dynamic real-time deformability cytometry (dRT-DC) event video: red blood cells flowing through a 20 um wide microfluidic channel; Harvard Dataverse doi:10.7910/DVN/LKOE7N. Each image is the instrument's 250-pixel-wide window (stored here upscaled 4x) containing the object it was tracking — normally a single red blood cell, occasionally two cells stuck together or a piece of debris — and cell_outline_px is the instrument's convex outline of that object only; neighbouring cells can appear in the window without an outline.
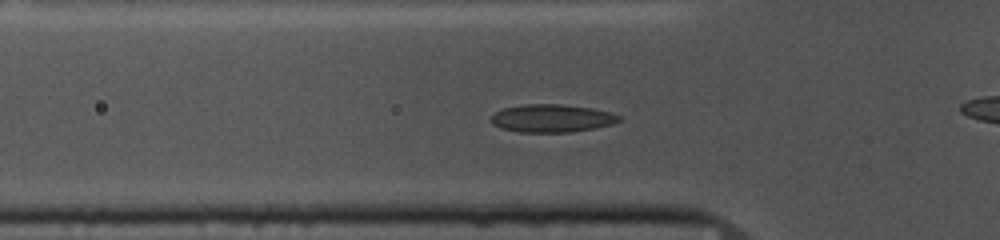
{"species": "common noctule bat (a hibernating species)", "species_latin": "Nyctalus noctula", "temperature_condition": "cold", "stored_images_in_passage": 53, "camera_frame_rate_fps": 3000, "um_per_image_px": 0.085, "animal": {"sex": "female", "body_mass_g": 10.0, "forearm_length_mm": 53.1}, "frame": {"image": 1, "passage_image": 15, "time_ms": 4.667, "image_size_px": [1000, 240], "cell_outline_px": [[620, 120], [612, 124], [572, 132], [520, 132], [500, 128], [492, 124], [492, 116], [496, 112], [504, 108], [524, 104], [560, 104], [592, 108], [612, 112], [620, 116]], "centroid_in_image_um": [46.91, 10.05], "position_along_channel_um": 78.9, "area_um2": 20.69}}
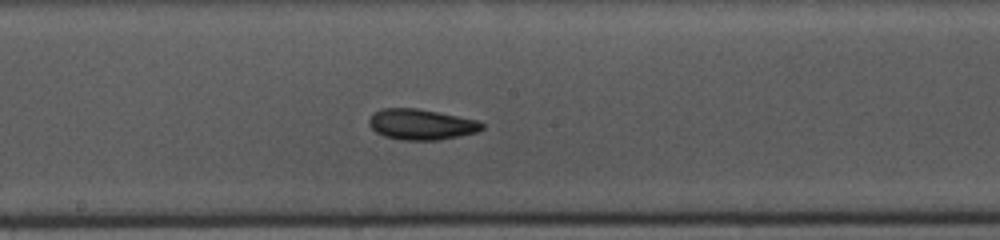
{"frame": {"image": 2, "passage_image": 26, "time_ms": 8.333, "image_size_px": [1000, 240], "cell_outline_px": [[484, 128], [476, 132], [460, 136], [436, 140], [400, 140], [384, 136], [376, 132], [368, 124], [368, 120], [380, 108], [416, 108], [476, 120], [484, 124]], "centroid_in_image_um": [35.78, 10.58], "position_along_channel_um": 212.4, "area_um2": 20.0}}
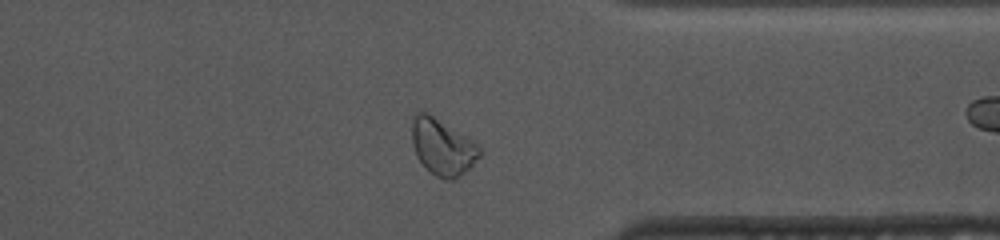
{"frame": {"image": 3, "passage_image": 40, "time_ms": 13.0, "image_size_px": [1000, 240], "cell_outline_px": [[480, 156], [456, 180], [444, 180], [428, 172], [424, 168], [416, 156], [412, 144], [412, 116], [416, 112], [428, 112], [476, 144], [480, 148]], "centroid_in_image_um": [37.55, 12.52], "position_along_channel_um": 373.9, "area_um2": 22.08}, "authors_computed_cell_mechanics": {"area_um2": 20.3456, "velocity_mm_per_s": 3.6269, "shape_relaxation_time_tau1_ms": null, "shape_relaxation_time_tau2_ms": 6.7057, "deformation_change_tau1": null, "deformation_change_tau2": 0.1303}}